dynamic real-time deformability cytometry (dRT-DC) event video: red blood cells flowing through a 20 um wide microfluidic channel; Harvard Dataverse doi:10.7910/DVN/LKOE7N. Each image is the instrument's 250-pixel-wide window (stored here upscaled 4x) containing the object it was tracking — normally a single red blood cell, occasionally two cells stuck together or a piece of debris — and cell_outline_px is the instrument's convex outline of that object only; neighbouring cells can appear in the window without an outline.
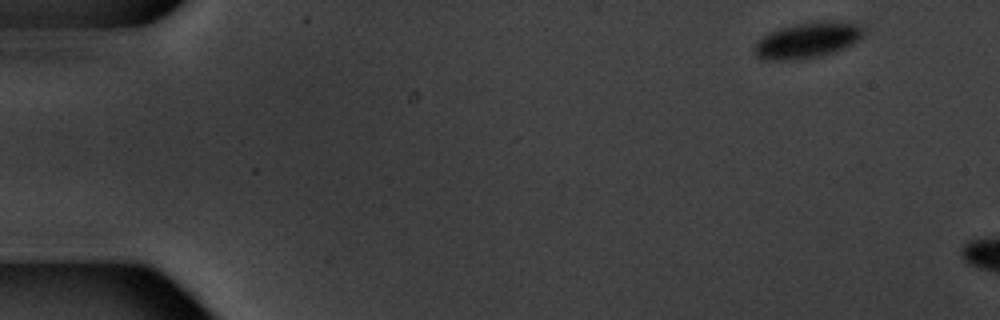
{"species": "common noctule bat (a hibernating species)", "species_latin": "Nyctalus noctula", "temperature_condition": "warm", "stored_images_in_passage": 3, "camera_frame_rate_fps": 3000, "um_per_image_px": 0.085, "animal": {"sex": "male", "body_mass_g": 20.1, "forearm_length_mm": 53.5}, "frame": {"image": 1, "passage_image": 1, "time_ms": 0.0, "image_size_px": [1000, 320], "cell_outline_px": [[864, 32], [852, 44], [844, 48], [820, 56], [784, 60], [764, 60], [756, 56], [752, 52], [752, 48], [756, 40], [768, 32], [780, 28], [812, 20], [860, 20], [864, 28]], "centroid_in_image_um": [68.65, 3.36], "position_along_channel_um": 16.4, "area_um2": 23.47}}